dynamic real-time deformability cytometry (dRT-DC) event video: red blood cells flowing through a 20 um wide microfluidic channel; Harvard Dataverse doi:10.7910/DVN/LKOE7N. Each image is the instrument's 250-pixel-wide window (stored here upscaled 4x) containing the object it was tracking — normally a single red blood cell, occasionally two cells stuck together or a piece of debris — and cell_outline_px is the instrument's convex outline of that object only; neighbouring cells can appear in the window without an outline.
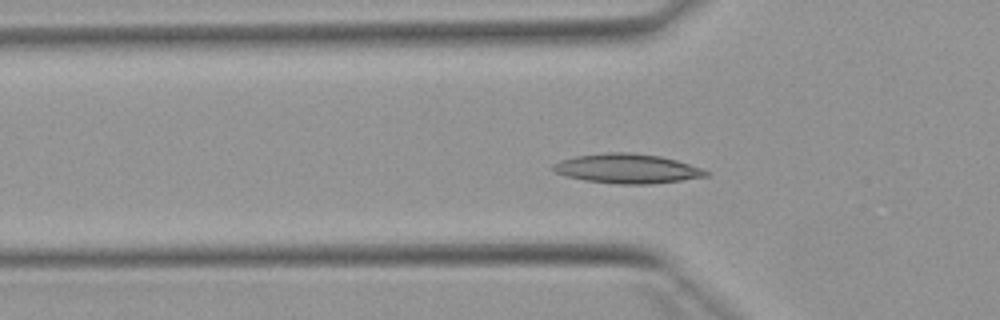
{"species": "Egyptian fruit bat (a non-hibernating species)", "species_latin": "Rousettus aegyptiacus", "temperature_condition": "warm", "stored_images_in_passage": 51, "camera_frame_rate_fps": 3000, "um_per_image_px": 0.085, "animal": {"sex": "female"}, "frame": {"image": 1, "passage_image": 15, "time_ms": 4.667, "image_size_px": [1000, 320], "cell_outline_px": [[708, 176], [652, 184], [616, 184], [584, 180], [564, 176], [556, 172], [552, 168], [552, 164], [560, 160], [576, 156], [608, 152], [628, 152], [660, 156], [676, 160], [700, 168], [708, 172]], "centroid_in_image_um": [53.26, 14.33], "position_along_channel_um": 72.5, "area_um2": 26.13}}
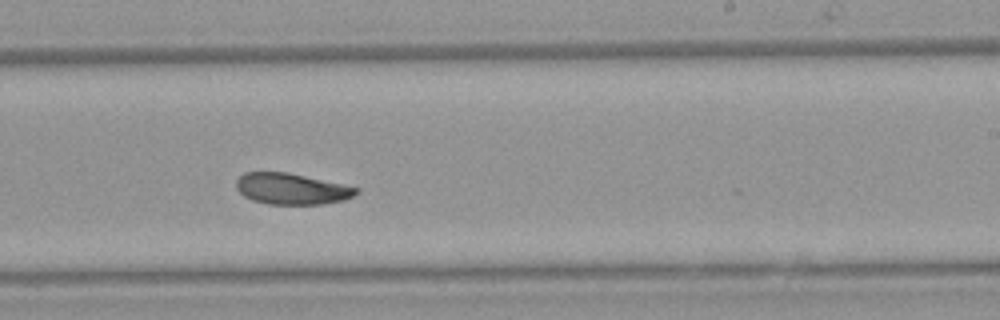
{"frame": {"image": 2, "passage_image": 30, "time_ms": 9.667, "image_size_px": [1000, 320], "cell_outline_px": [[360, 192], [344, 200], [324, 204], [268, 204], [252, 200], [244, 196], [236, 188], [236, 180], [244, 172], [288, 172], [360, 188]], "centroid_in_image_um": [24.79, 16.05], "position_along_channel_um": 264.2, "area_um2": 21.79}}
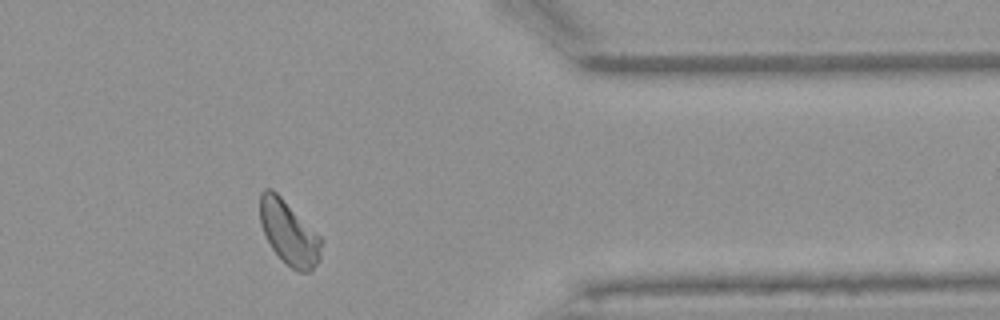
{"frame": {"image": 3, "passage_image": 41, "time_ms": 13.333, "image_size_px": [1000, 320], "cell_outline_px": [[324, 240], [320, 260], [312, 272], [296, 272], [272, 248], [260, 224], [260, 192], [264, 188], [272, 188]], "centroid_in_image_um": [24.59, 19.8], "position_along_channel_um": 386.8, "area_um2": 22.83}, "authors_computed_cell_mechanics": {"area_um2": 23.0044, "velocity_mm_per_s": 3.8425, "shape_relaxation_time_tau1_ms": 6.5676, "shape_relaxation_time_tau2_ms": 5.5216, "deformation_change_tau1": 0.135, "deformation_change_tau2": 0.108}}